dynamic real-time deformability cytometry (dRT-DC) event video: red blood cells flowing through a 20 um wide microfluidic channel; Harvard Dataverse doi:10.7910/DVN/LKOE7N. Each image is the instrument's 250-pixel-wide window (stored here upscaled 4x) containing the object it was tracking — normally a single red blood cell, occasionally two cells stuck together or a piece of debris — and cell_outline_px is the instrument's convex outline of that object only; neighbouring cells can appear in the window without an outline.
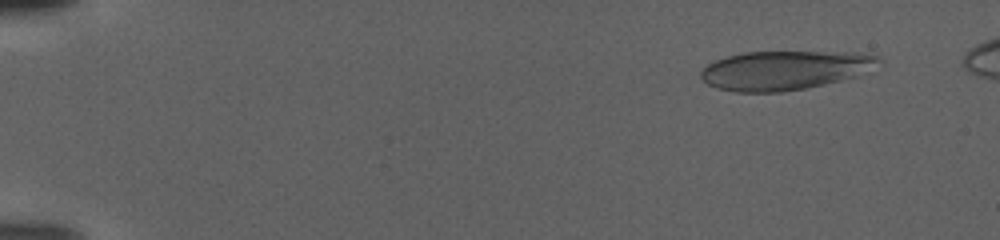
{"species": "human", "species_latin": "Homo sapiens", "temperature_condition": "warm", "stored_images_in_passage": 105, "camera_frame_rate_fps": 3000, "um_per_image_px": 0.085, "donor": {"sex": "female"}, "frame": {"image": 1, "passage_image": 9, "time_ms": 2.667, "image_size_px": [1000, 240], "cell_outline_px": [[884, 64], [856, 76], [804, 88], [780, 92], [736, 92], [716, 88], [708, 84], [700, 76], [700, 72], [708, 64], [716, 60], [728, 56], [744, 52], [852, 52], [880, 56], [884, 60]], "centroid_in_image_um": [66.74, 5.96], "position_along_channel_um": 18.3, "area_um2": 40.46}}
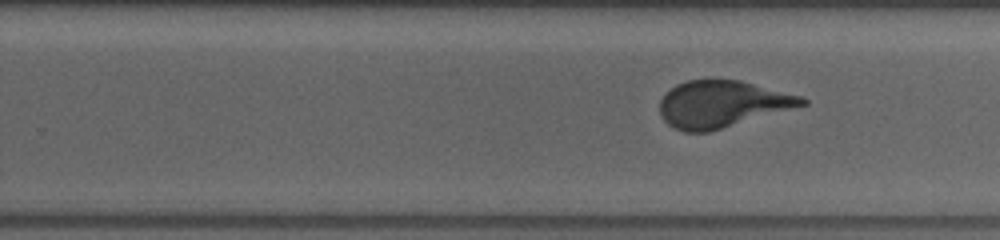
{"frame": {"image": 2, "passage_image": 68, "time_ms": 22.333, "image_size_px": [1000, 240], "cell_outline_px": [[808, 104], [708, 132], [684, 132], [668, 124], [660, 116], [660, 100], [676, 84], [688, 80], [740, 80], [800, 96], [808, 100]], "centroid_in_image_um": [61.36, 8.85], "position_along_channel_um": 268.4, "area_um2": 38.26}}
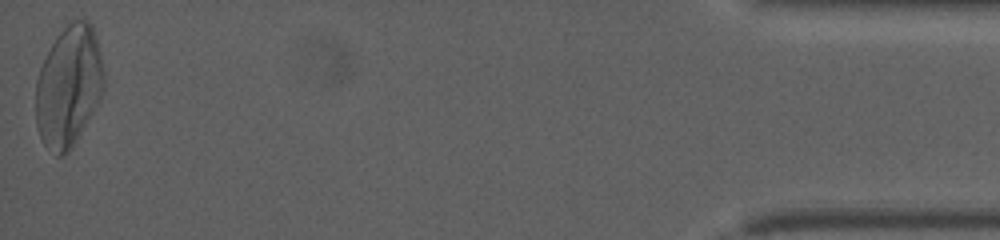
{"frame": {"image": 3, "passage_image": 105, "time_ms": 34.667, "image_size_px": [1000, 240], "cell_outline_px": [[104, 88], [100, 100], [76, 140], [68, 152], [60, 156], [56, 156], [44, 144], [36, 128], [36, 80], [40, 68], [52, 44], [60, 32], [72, 20], [88, 20], [92, 24], [100, 52], [104, 72]], "centroid_in_image_um": [5.84, 7.34], "position_along_channel_um": 429.4, "area_um2": 47.86}}